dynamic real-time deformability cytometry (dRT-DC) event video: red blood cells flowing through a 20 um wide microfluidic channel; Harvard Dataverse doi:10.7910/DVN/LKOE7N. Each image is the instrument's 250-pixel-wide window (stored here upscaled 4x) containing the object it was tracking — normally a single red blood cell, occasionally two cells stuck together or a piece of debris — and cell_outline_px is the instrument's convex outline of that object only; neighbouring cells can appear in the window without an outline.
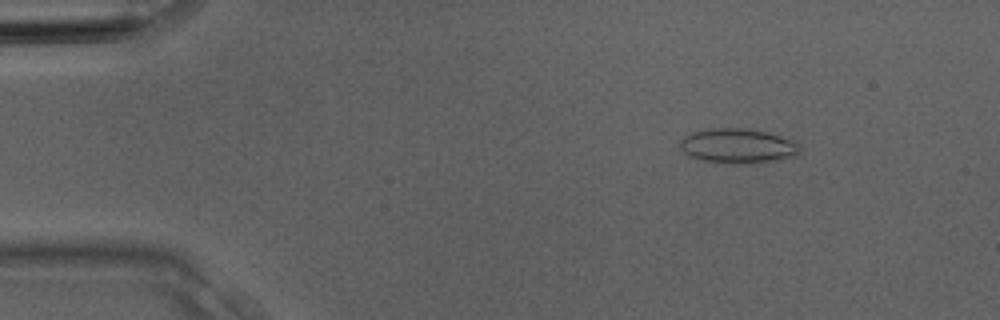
{"species": "Egyptian fruit bat (a non-hibernating species)", "species_latin": "Rousettus aegyptiacus", "temperature_condition": "room temperature", "stored_images_in_passage": 3, "camera_frame_rate_fps": 3000, "um_per_image_px": 0.085, "animal": {"sex": "male"}, "frame": {"image": 1, "passage_image": 2, "time_ms": 0.333, "image_size_px": [1000, 320], "cell_outline_px": [[800, 152], [796, 156], [744, 164], [736, 164], [700, 160], [688, 156], [680, 148], [680, 140], [684, 136], [692, 132], [712, 128], [740, 128], [768, 132], [796, 140], [800, 148]], "centroid_in_image_um": [62.7, 12.4], "position_along_channel_um": 22.3, "area_um2": 24.28}}